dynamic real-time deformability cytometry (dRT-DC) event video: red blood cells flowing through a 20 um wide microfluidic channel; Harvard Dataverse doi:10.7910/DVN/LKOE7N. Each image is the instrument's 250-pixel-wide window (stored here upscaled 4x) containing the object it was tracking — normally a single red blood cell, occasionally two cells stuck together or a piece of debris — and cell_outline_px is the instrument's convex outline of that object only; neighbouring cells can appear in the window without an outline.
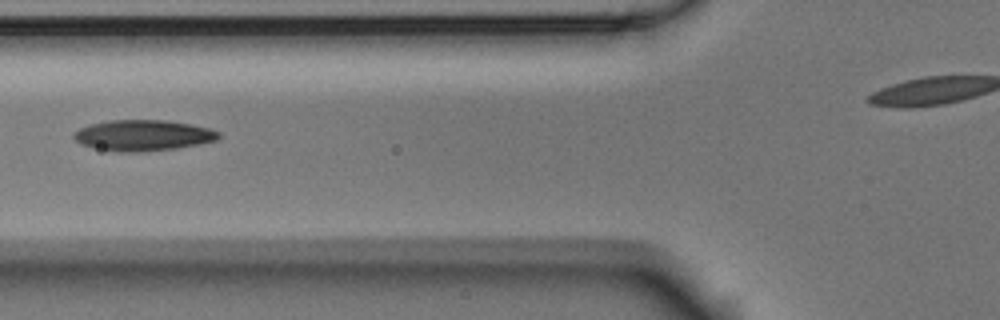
{"species": "Egyptian fruit bat (a non-hibernating species)", "species_latin": "Rousettus aegyptiacus", "temperature_condition": "room temperature", "stored_images_in_passage": 8, "camera_frame_rate_fps": 3000, "um_per_image_px": 0.085, "animal": {"sex": "male"}, "frame": {"image": 1, "passage_image": 6, "time_ms": 1.667, "image_size_px": [1000, 320], "cell_outline_px": [[220, 136], [216, 140], [200, 144], [176, 148], [140, 152], [116, 152], [92, 148], [80, 144], [72, 136], [72, 132], [88, 124], [108, 120], [168, 120], [192, 124], [212, 128], [220, 132]], "centroid_in_image_um": [12.14, 11.5], "position_along_channel_um": 113.7, "area_um2": 26.53}}